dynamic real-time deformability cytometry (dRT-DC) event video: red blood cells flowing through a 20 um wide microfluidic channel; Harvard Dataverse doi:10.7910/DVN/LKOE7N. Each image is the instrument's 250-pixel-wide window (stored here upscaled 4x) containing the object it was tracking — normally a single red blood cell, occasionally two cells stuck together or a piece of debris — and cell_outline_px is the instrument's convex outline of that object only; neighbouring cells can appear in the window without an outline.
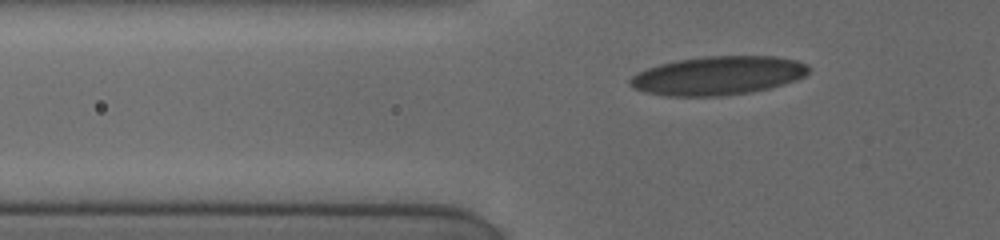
{"species": "human", "species_latin": "Homo sapiens", "temperature_condition": "cold", "stored_images_in_passage": 36, "camera_frame_rate_fps": 3000, "um_per_image_px": 0.085, "donor": {"sex": "female"}, "frame": {"image": 1, "passage_image": 10, "time_ms": 4.333, "image_size_px": [1000, 240], "cell_outline_px": [[808, 72], [804, 76], [796, 80], [784, 84], [768, 88], [748, 92], [720, 96], [668, 96], [648, 92], [636, 88], [628, 84], [628, 80], [636, 72], [660, 64], [676, 60], [704, 56], [776, 56], [796, 60], [808, 64]], "centroid_in_image_um": [61.03, 6.41], "position_along_channel_um": 64.8, "area_um2": 40.17}}
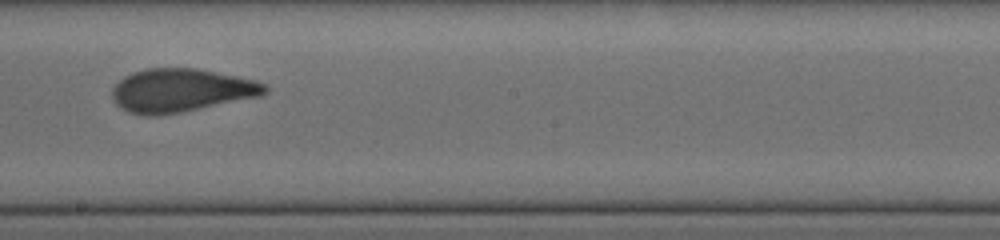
{"frame": {"image": 2, "passage_image": 20, "time_ms": 9.0, "image_size_px": [1000, 240], "cell_outline_px": [[268, 88], [260, 96], [180, 112], [156, 116], [148, 116], [128, 112], [120, 108], [116, 104], [112, 96], [112, 88], [124, 76], [132, 72], [148, 68], [196, 68], [256, 80], [264, 84]], "centroid_in_image_um": [15.34, 7.68], "position_along_channel_um": 232.9, "area_um2": 38.32}}
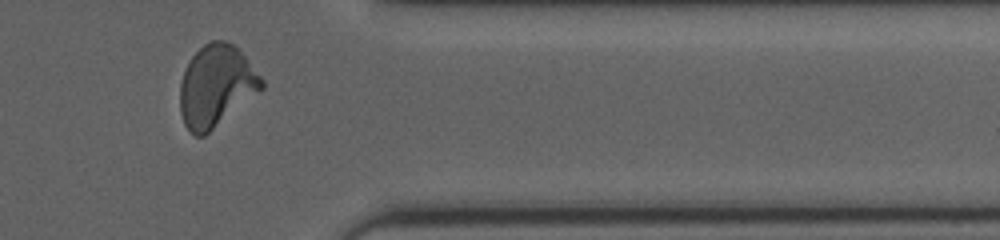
{"frame": {"image": 3, "passage_image": 29, "time_ms": 13.333, "image_size_px": [1000, 240], "cell_outline_px": [[264, 88], [204, 136], [196, 136], [184, 124], [180, 112], [180, 84], [184, 72], [192, 56], [204, 44], [212, 40], [224, 40], [232, 44], [244, 56], [264, 80]], "centroid_in_image_um": [18.37, 7.31], "position_along_channel_um": 393.0, "area_um2": 38.32}}